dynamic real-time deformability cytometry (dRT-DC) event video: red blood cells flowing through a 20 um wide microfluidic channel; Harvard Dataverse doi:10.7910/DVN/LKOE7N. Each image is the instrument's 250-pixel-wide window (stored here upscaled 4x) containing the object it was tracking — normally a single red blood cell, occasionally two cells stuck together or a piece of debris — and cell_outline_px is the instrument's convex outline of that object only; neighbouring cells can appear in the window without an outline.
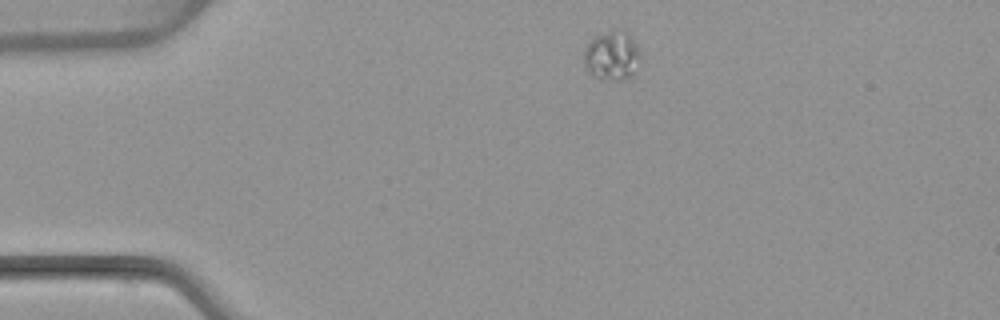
{"species": "common noctule bat (a hibernating species)", "species_latin": "Nyctalus noctula", "temperature_condition": "warm", "stored_images_in_passage": 2, "segment_of_instrument_passage": [1, 2], "camera_frame_rate_fps": 3000, "um_per_image_px": 0.085, "animal": {"sex": "female", "body_mass_g": 22.7, "forearm_length_mm": 54.2}, "frame": {"image": 1, "passage_image": 1, "time_ms": 0.0, "image_size_px": [1000, 320], "cell_outline_px": [[640, 56], [632, 76], [624, 80], [608, 80], [592, 76], [588, 72], [584, 64], [584, 48], [588, 40], [596, 36], [616, 28], [624, 28], [628, 32], [640, 52]], "centroid_in_image_um": [51.99, 4.71], "position_along_channel_um": 33.0, "area_um2": 16.47}}